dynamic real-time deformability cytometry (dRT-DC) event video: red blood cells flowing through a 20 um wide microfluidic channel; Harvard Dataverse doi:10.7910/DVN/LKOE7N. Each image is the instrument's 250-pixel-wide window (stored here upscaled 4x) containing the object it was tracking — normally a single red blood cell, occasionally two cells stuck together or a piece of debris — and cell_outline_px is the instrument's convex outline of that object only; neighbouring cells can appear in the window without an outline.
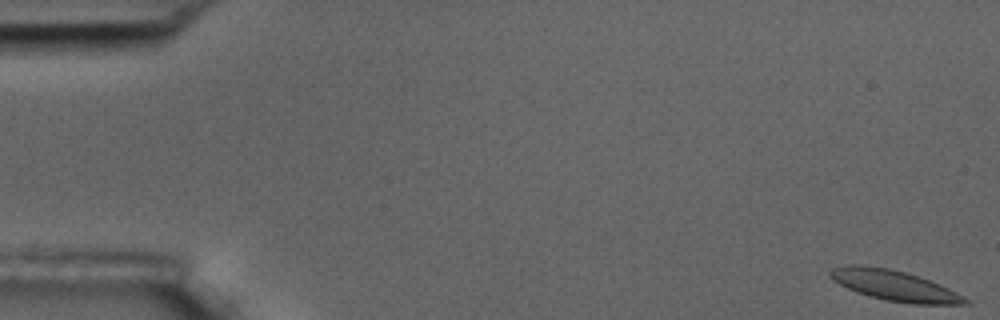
{"species": "common noctule bat (a hibernating species)", "species_latin": "Nyctalus noctula", "temperature_condition": "room temperature", "stored_images_in_passage": 4, "camera_frame_rate_fps": 3000, "um_per_image_px": 0.085, "animal": {"sex": "male", "body_mass_g": 17.5, "forearm_length_mm": 52.3}, "frame": {"image": 1, "passage_image": 1, "time_ms": 0.0, "image_size_px": [1000, 320], "cell_outline_px": [[972, 304], [912, 304], [888, 300], [868, 296], [856, 292], [832, 280], [828, 276], [828, 272], [832, 268], [848, 264], [864, 264], [888, 268], [904, 272], [940, 284], [972, 300]], "centroid_in_image_um": [76.01, 24.26], "position_along_channel_um": 9.0, "area_um2": 24.1}}